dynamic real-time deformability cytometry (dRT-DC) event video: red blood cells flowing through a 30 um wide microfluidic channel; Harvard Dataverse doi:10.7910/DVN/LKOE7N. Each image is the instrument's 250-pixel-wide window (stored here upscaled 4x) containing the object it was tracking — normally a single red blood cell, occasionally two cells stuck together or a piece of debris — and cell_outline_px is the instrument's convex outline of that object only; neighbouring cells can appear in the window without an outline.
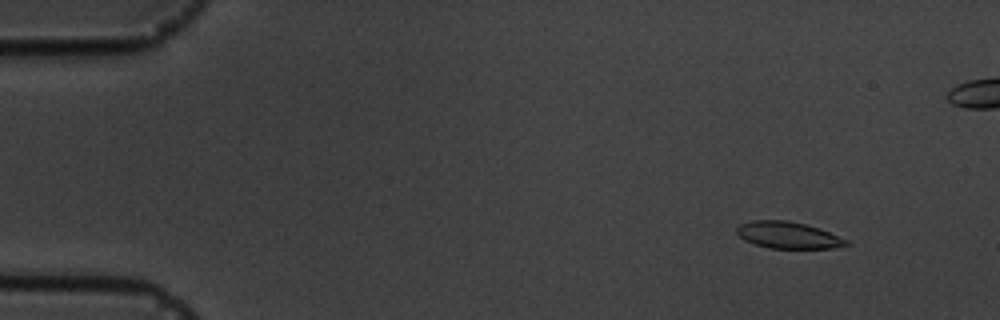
{"species": "common noctule bat (a hibernating species)", "species_latin": "Nyctalus noctula", "temperature_condition": "cold", "stored_images_in_passage": 5, "camera_frame_rate_fps": 3000, "um_per_image_px": 0.085, "animal": {"sex": "male", "body_mass_g": 19.5, "forearm_length_mm": 54.6}, "frame": {"image": 1, "passage_image": 2, "time_ms": 1.333, "image_size_px": [1000, 320], "cell_outline_px": [[852, 244], [832, 248], [768, 248], [744, 240], [736, 232], [736, 228], [740, 224], [752, 220], [788, 220], [820, 228], [848, 240]], "centroid_in_image_um": [67.0, 19.98], "position_along_channel_um": 18.0, "area_um2": 17.05}}
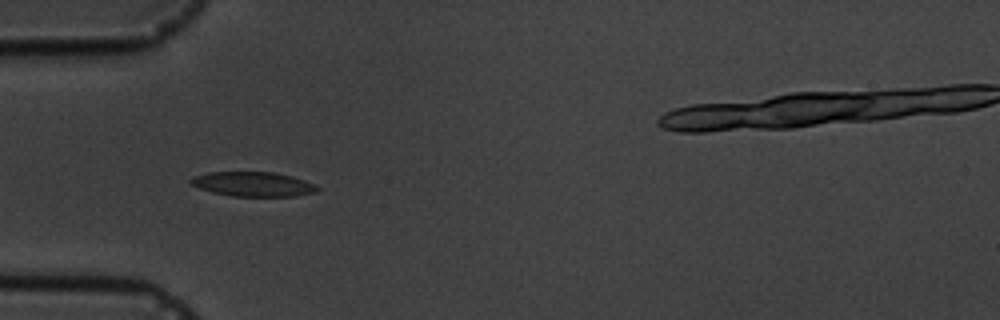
{"frame": {"image": 2, "passage_image": 5, "time_ms": 5.333, "image_size_px": [1000, 320], "cell_outline_px": [[320, 188], [316, 192], [296, 196], [232, 196], [212, 192], [188, 184], [188, 180], [192, 176], [208, 172], [276, 172], [292, 176], [316, 184]], "centroid_in_image_um": [21.49, 15.64], "position_along_channel_um": 63.5, "area_um2": 18.32}}